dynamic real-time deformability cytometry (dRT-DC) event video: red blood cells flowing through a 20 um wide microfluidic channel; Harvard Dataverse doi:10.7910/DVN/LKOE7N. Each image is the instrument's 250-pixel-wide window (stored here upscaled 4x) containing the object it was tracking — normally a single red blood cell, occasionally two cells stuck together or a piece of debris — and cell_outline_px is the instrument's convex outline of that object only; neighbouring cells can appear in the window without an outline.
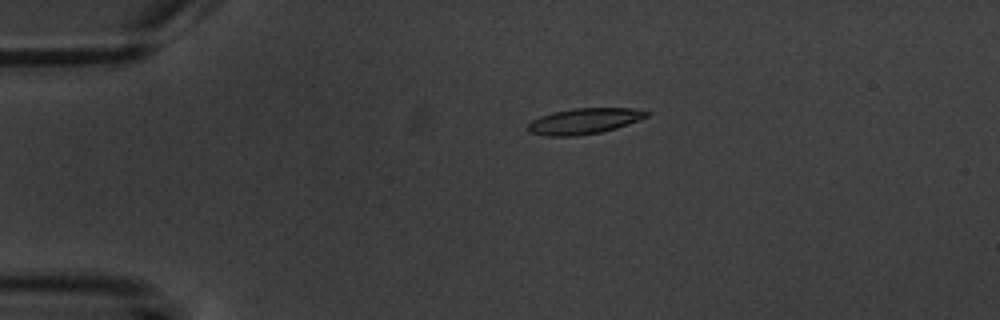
{"species": "common noctule bat (a hibernating species)", "species_latin": "Nyctalus noctula", "temperature_condition": "warm", "stored_images_in_passage": 5, "camera_frame_rate_fps": 3000, "um_per_image_px": 0.085, "animal": {"sex": "male", "body_mass_g": 20.1, "forearm_length_mm": 53.5}, "frame": {"image": 1, "passage_image": 4, "time_ms": 3.333, "image_size_px": [1000, 320], "cell_outline_px": [[652, 112], [648, 116], [640, 120], [616, 128], [600, 132], [576, 136], [548, 136], [528, 132], [528, 124], [532, 120], [540, 116], [552, 112], [576, 108], [632, 108]], "centroid_in_image_um": [49.67, 10.29], "position_along_channel_um": 35.3, "area_um2": 17.86}}